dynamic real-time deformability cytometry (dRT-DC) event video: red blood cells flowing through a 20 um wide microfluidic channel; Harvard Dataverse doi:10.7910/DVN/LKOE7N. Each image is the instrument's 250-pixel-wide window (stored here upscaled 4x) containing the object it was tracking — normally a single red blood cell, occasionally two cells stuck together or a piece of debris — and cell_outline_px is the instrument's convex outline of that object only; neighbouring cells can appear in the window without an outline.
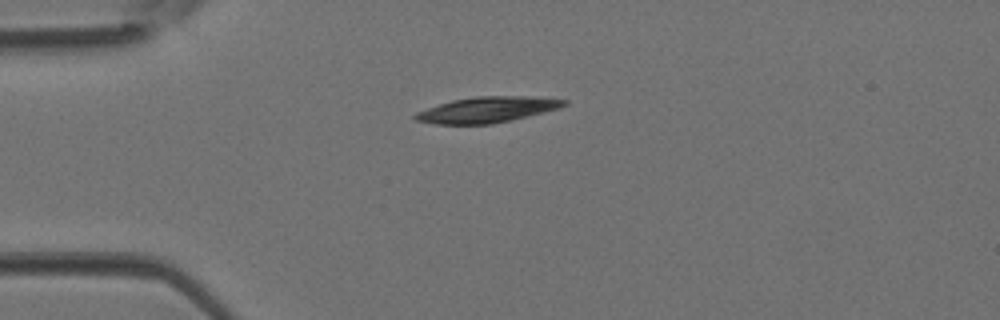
{"species": "Egyptian fruit bat (a non-hibernating species)", "species_latin": "Rousettus aegyptiacus", "temperature_condition": "room temperature", "stored_images_in_passage": 1, "camera_frame_rate_fps": 3000, "um_per_image_px": 0.085, "animal": {"sex": "female"}, "frame": {"image": 1, "passage_image": 1, "time_ms": 0.0, "image_size_px": [1000, 320], "cell_outline_px": [[568, 104], [560, 108], [512, 120], [492, 124], [436, 124], [416, 120], [412, 116], [416, 112], [452, 100], [476, 96], [524, 96], [568, 100]], "centroid_in_image_um": [41.42, 9.32], "position_along_channel_um": 43.6, "area_um2": 22.2}}